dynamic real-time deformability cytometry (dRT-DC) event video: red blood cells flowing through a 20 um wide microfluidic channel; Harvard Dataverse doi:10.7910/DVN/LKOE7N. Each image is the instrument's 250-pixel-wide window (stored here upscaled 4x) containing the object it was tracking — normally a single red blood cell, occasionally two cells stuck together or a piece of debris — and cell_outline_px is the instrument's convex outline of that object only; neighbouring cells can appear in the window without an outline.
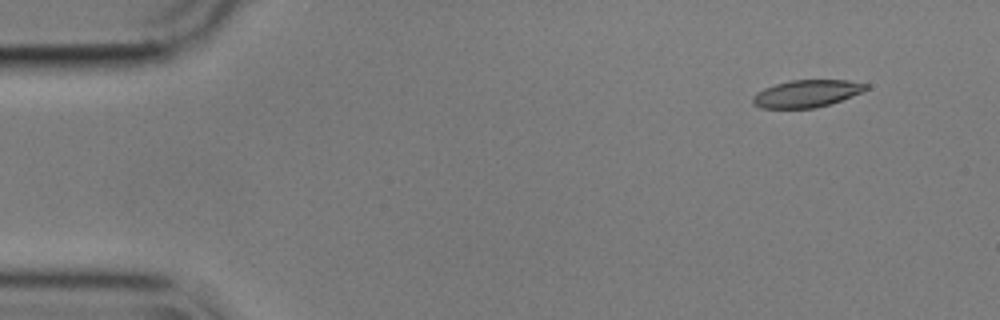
{"species": "common noctule bat (a hibernating species)", "species_latin": "Nyctalus noctula", "temperature_condition": "cold", "stored_images_in_passage": 52, "camera_frame_rate_fps": 3000, "um_per_image_px": 0.085, "animal": {"sex": "male", "body_mass_g": 17.9}, "frame": {"image": 1, "passage_image": 1, "time_ms": 0.0, "image_size_px": [1000, 320], "cell_outline_px": [[868, 88], [852, 96], [816, 108], [760, 108], [752, 104], [752, 96], [756, 92], [764, 88], [776, 84], [792, 80], [848, 80], [868, 84]], "centroid_in_image_um": [68.52, 7.95], "position_along_channel_um": 16.5, "area_um2": 17.92}}
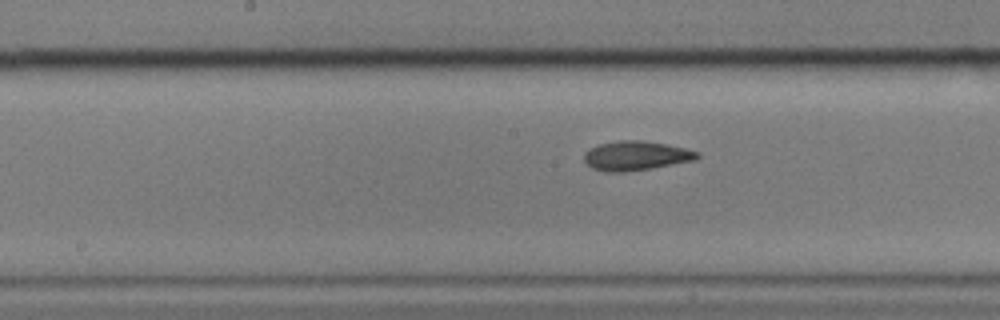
{"frame": {"image": 2, "passage_image": 24, "time_ms": 7.667, "image_size_px": [1000, 320], "cell_outline_px": [[700, 156], [696, 160], [652, 168], [624, 172], [604, 172], [592, 168], [584, 160], [584, 152], [588, 148], [600, 144], [620, 140], [640, 140], [668, 144], [700, 152]], "centroid_in_image_um": [54.05, 13.24], "position_along_channel_um": 194.1, "area_um2": 19.48}}
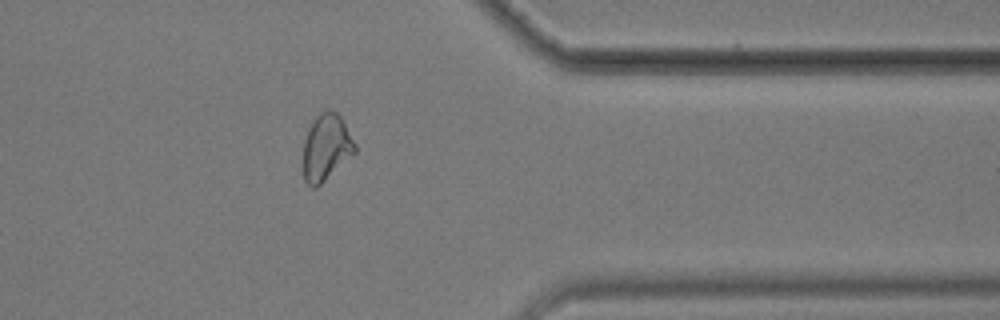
{"frame": {"image": 3, "passage_image": 41, "time_ms": 13.333, "image_size_px": [1000, 320], "cell_outline_px": [[356, 152], [316, 188], [312, 188], [304, 180], [304, 140], [308, 128], [312, 120], [324, 108], [336, 112], [344, 120], [356, 144]], "centroid_in_image_um": [27.74, 12.49], "position_along_channel_um": 383.7, "area_um2": 20.17}, "authors_computed_cell_mechanics": {"area_um2": 19.7387, "velocity_mm_per_s": 3.5707, "shape_relaxation_time_tau1_ms": 6.1662, "shape_relaxation_time_tau2_ms": 2.5914, "deformation_change_tau1": 0.1641, "deformation_change_tau2": 0.0993}}